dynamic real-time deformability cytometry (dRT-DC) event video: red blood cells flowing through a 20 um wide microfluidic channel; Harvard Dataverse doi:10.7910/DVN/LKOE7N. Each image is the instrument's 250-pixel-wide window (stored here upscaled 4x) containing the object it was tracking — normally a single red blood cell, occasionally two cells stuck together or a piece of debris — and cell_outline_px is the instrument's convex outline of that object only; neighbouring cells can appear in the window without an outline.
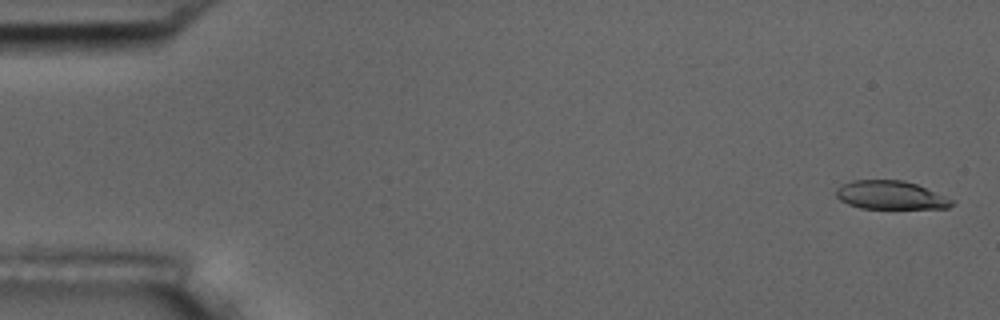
{"species": "common noctule bat (a hibernating species)", "species_latin": "Nyctalus noctula", "temperature_condition": "room temperature", "stored_images_in_passage": 5, "camera_frame_rate_fps": 3000, "um_per_image_px": 0.085, "animal": {"sex": "male", "body_mass_g": 17.5, "forearm_length_mm": 52.3}, "frame": {"image": 1, "passage_image": 1, "time_ms": 0.0, "image_size_px": [1000, 320], "cell_outline_px": [[956, 204], [948, 208], [860, 208], [848, 204], [840, 200], [836, 196], [836, 188], [852, 180], [904, 180], [916, 184], [956, 200]], "centroid_in_image_um": [75.74, 16.59], "position_along_channel_um": 9.3, "area_um2": 19.25}}
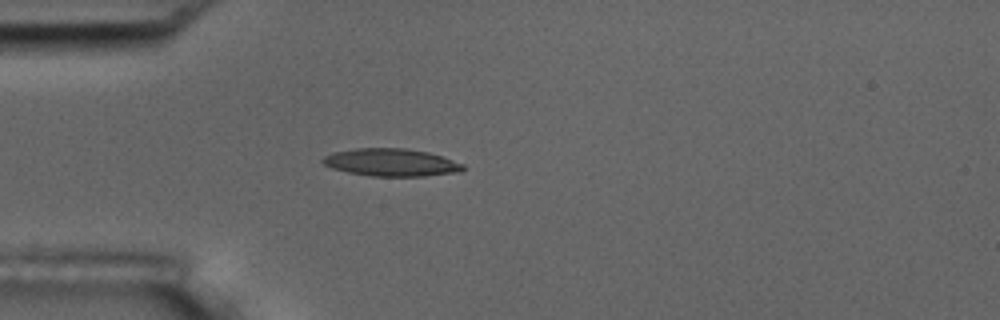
{"frame": {"image": 2, "passage_image": 5, "time_ms": 4.667, "image_size_px": [1000, 320], "cell_outline_px": [[464, 168], [460, 172], [424, 176], [372, 176], [348, 172], [332, 168], [324, 164], [320, 160], [324, 156], [332, 152], [356, 148], [404, 148], [428, 152], [464, 164]], "centroid_in_image_um": [33.22, 13.8], "position_along_channel_um": 51.8, "area_um2": 22.48}}